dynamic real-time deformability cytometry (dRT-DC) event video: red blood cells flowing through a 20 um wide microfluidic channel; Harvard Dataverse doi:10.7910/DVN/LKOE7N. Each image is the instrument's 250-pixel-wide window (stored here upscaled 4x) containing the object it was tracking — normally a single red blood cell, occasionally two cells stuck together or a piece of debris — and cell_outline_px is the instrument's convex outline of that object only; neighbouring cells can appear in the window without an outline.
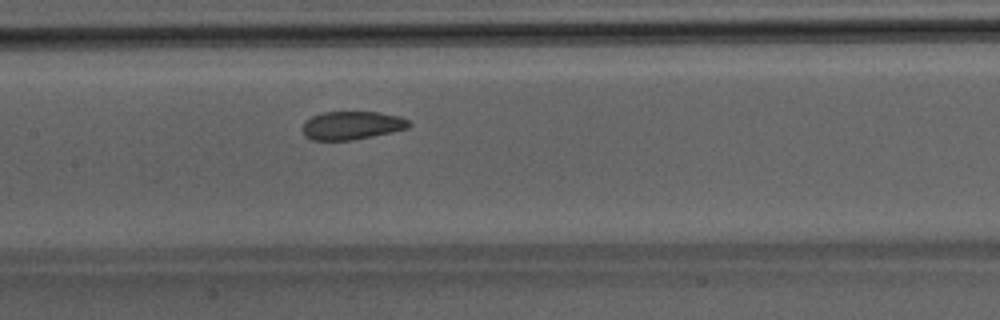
{"species": "Egyptian fruit bat (a non-hibernating species)", "species_latin": "Rousettus aegyptiacus", "temperature_condition": "room temperature", "stored_images_in_passage": 42, "camera_frame_rate_fps": 3000, "um_per_image_px": 0.085, "animal": {"sex": "male"}, "frame": {"image": 1, "passage_image": 17, "time_ms": 5.333, "image_size_px": [1000, 320], "cell_outline_px": [[412, 124], [408, 128], [392, 132], [352, 140], [312, 140], [304, 136], [304, 124], [312, 116], [324, 112], [380, 112], [400, 116], [408, 120]], "centroid_in_image_um": [29.95, 10.66], "position_along_channel_um": 177.5, "area_um2": 17.46}}
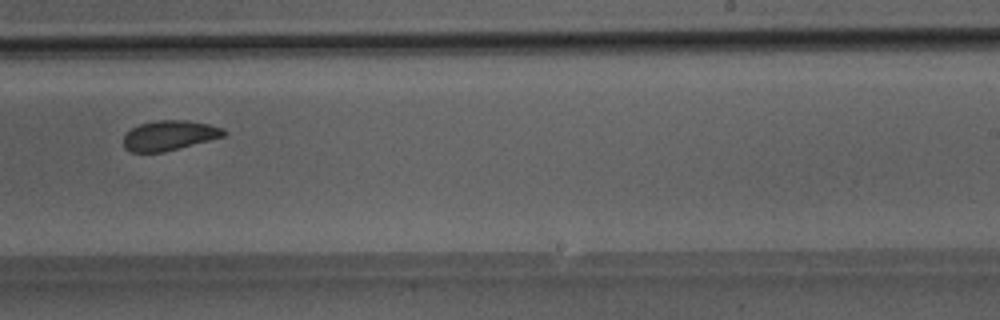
{"frame": {"image": 2, "passage_image": 24, "time_ms": 7.667, "image_size_px": [1000, 320], "cell_outline_px": [[228, 132], [224, 136], [164, 152], [132, 152], [124, 148], [124, 136], [132, 128], [140, 124], [156, 120], [188, 120], [208, 124], [224, 128]], "centroid_in_image_um": [14.41, 11.5], "position_along_channel_um": 274.6, "area_um2": 17.4}}
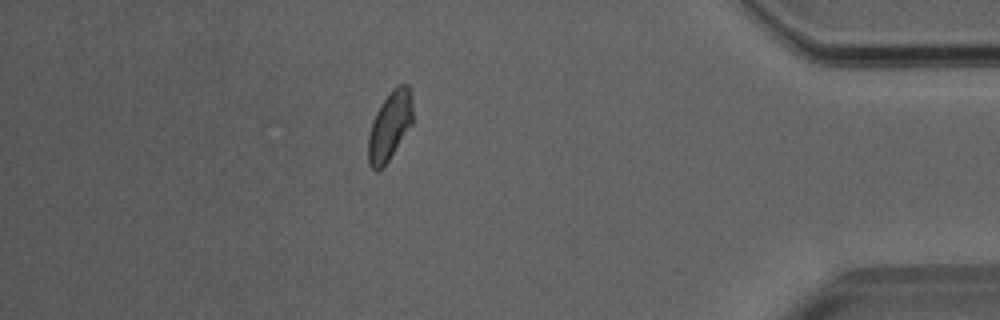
{"frame": {"image": 3, "passage_image": 36, "time_ms": 11.667, "image_size_px": [1000, 320], "cell_outline_px": [[412, 124], [388, 160], [376, 172], [368, 164], [368, 136], [372, 120], [380, 104], [388, 92], [396, 84], [408, 84], [412, 92]], "centroid_in_image_um": [33.13, 10.63], "position_along_channel_um": 402.1, "area_um2": 17.98}}